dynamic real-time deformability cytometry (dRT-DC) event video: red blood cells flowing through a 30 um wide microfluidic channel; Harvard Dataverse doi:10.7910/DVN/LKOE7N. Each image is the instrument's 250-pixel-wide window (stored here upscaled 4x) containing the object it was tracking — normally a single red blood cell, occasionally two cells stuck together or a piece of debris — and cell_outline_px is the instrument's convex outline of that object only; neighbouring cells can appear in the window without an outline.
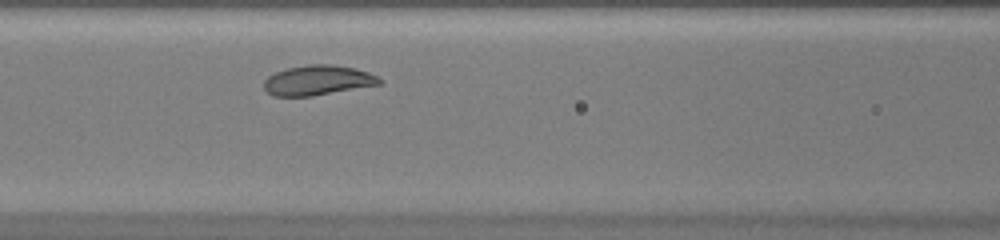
{"species": "common noctule bat (a hibernating species)", "species_latin": "Nyctalus noctula", "temperature_condition": "warm", "stored_images_in_passage": 26, "camera_frame_rate_fps": 3000, "um_per_image_px": 0.085, "animal": {"sex": "female", "body_mass_g": 20.0, "forearm_length_mm": 54.0}, "frame": {"image": 1, "passage_image": 8, "time_ms": 2.333, "image_size_px": [1000, 240], "cell_outline_px": [[384, 80], [380, 84], [312, 96], [272, 96], [264, 88], [264, 80], [268, 76], [276, 72], [288, 68], [308, 64], [332, 64], [356, 68], [368, 72]], "centroid_in_image_um": [27.01, 6.82], "position_along_channel_um": 139.6, "area_um2": 20.11}}
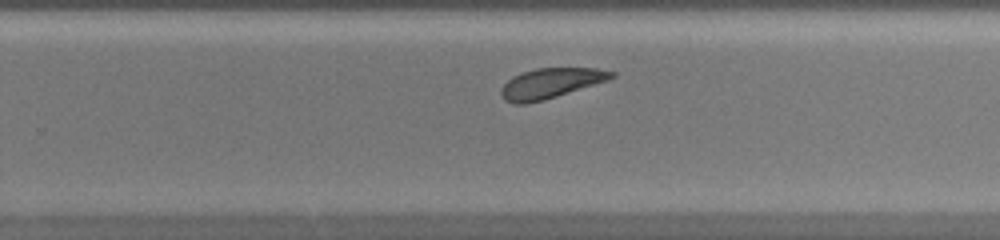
{"frame": {"image": 2, "passage_image": 18, "time_ms": 5.667, "image_size_px": [1000, 240], "cell_outline_px": [[616, 76], [608, 80], [544, 100], [524, 104], [512, 104], [504, 100], [500, 92], [500, 88], [512, 76], [536, 68], [596, 68], [616, 72]], "centroid_in_image_um": [46.79, 7.08], "position_along_channel_um": 283.0, "area_um2": 19.36}}
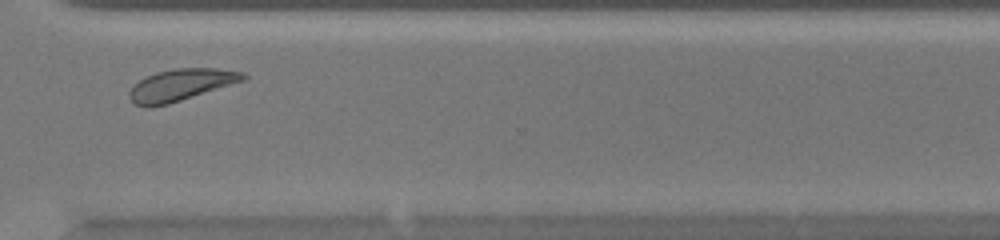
{"frame": {"image": 3, "passage_image": 23, "time_ms": 7.333, "image_size_px": [1000, 240], "cell_outline_px": [[248, 80], [168, 104], [148, 108], [136, 104], [128, 96], [128, 92], [140, 80], [156, 72], [176, 68], [216, 68], [244, 72], [248, 76]], "centroid_in_image_um": [15.44, 7.21], "position_along_channel_um": 355.2, "area_um2": 21.15}}